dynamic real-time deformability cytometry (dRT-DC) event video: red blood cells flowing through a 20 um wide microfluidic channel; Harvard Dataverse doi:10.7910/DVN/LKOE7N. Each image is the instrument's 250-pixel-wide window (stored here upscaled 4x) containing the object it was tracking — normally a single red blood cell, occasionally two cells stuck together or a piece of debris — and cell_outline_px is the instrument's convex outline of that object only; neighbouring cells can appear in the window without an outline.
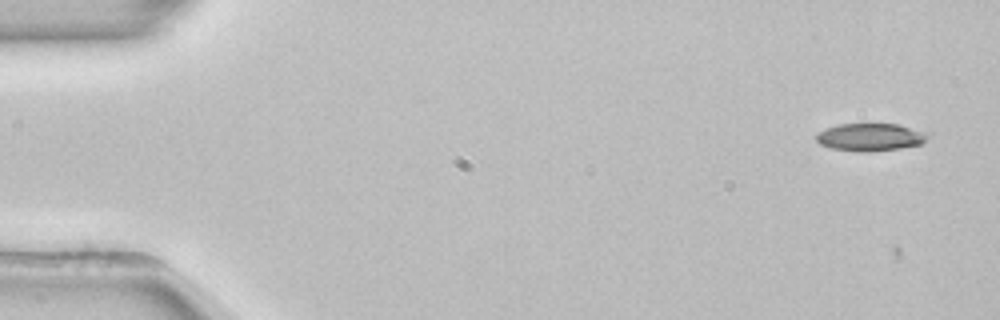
{"species": "common noctule bat (a hibernating species)", "species_latin": "Nyctalus noctula", "temperature_condition": "room temperature", "stored_images_in_passage": 6, "camera_frame_rate_fps": 3000, "um_per_image_px": 0.085, "animal": {"sex": "female", "body_mass_g": 22.7, "forearm_length_mm": 54.2}, "frame": {"image": 1, "passage_image": 5, "time_ms": 1.333, "image_size_px": [1000, 320], "cell_outline_px": [[928, 136], [920, 144], [900, 148], [868, 152], [856, 152], [832, 148], [820, 144], [816, 140], [816, 132], [840, 124], [896, 124], [924, 132]], "centroid_in_image_um": [73.91, 11.66], "position_along_channel_um": 11.1, "area_um2": 17.69}}